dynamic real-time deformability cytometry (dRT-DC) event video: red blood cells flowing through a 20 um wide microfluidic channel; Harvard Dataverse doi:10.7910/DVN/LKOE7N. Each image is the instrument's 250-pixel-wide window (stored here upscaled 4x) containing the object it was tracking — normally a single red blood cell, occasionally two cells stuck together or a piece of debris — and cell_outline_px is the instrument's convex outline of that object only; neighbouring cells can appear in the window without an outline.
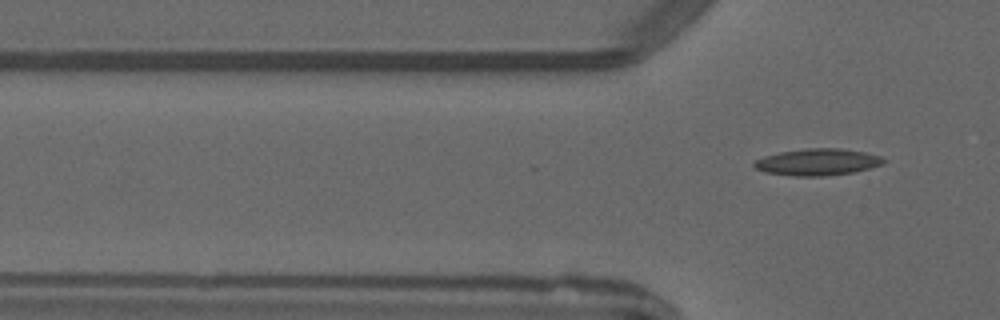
{"species": "common noctule bat (a hibernating species)", "species_latin": "Nyctalus noctula", "temperature_condition": "warm", "stored_images_in_passage": 5, "camera_frame_rate_fps": 3000, "um_per_image_px": 0.085, "animal": {"sex": "male", "forearm_length_mm": 52.5}, "frame": {"image": 1, "passage_image": 5, "time_ms": 4.667, "image_size_px": [1000, 320], "cell_outline_px": [[884, 164], [852, 172], [824, 176], [796, 176], [764, 172], [756, 168], [752, 164], [756, 160], [764, 156], [780, 152], [808, 148], [840, 148], [864, 152], [880, 156], [884, 160]], "centroid_in_image_um": [69.47, 13.77], "position_along_channel_um": 56.3, "area_um2": 19.94}}